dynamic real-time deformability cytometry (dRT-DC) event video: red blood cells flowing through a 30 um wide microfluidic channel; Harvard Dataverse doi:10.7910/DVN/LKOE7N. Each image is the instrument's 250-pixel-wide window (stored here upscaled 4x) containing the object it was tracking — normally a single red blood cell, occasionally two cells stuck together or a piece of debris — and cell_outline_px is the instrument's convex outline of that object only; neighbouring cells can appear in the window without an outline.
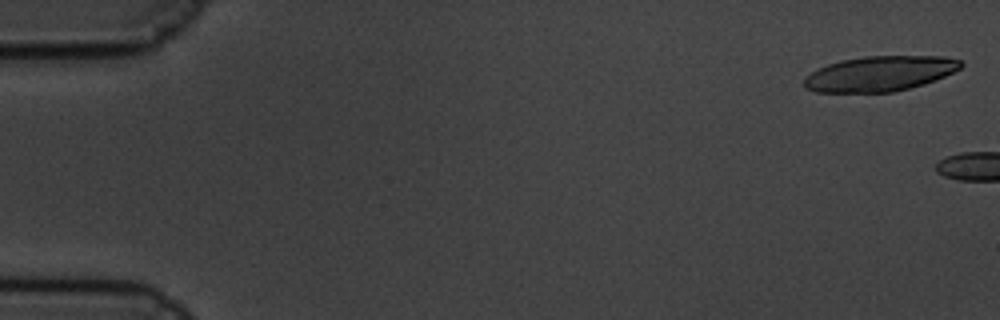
{"species": "common noctule bat (a hibernating species)", "species_latin": "Nyctalus noctula", "temperature_condition": "cold", "stored_images_in_passage": 5, "camera_frame_rate_fps": 3000, "um_per_image_px": 0.085, "animal": {"sex": "male", "body_mass_g": 19.5, "forearm_length_mm": 54.6}, "frame": {"image": 1, "passage_image": 2, "time_ms": 0.333, "image_size_px": [1000, 320], "cell_outline_px": [[964, 64], [960, 68], [944, 76], [924, 84], [892, 92], [816, 92], [804, 88], [804, 76], [828, 64], [840, 60], [864, 56], [944, 56], [960, 60]], "centroid_in_image_um": [74.76, 6.25], "position_along_channel_um": 10.2, "area_um2": 32.02}}